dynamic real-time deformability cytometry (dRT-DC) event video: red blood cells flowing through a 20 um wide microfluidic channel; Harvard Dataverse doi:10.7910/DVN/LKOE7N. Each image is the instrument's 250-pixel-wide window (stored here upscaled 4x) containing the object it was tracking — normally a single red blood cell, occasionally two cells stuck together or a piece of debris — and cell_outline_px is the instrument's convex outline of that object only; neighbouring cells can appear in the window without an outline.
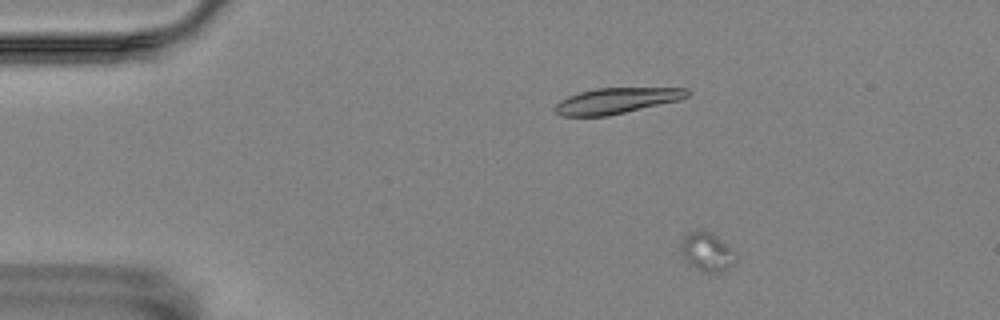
{"species": "Egyptian fruit bat (a non-hibernating species)", "species_latin": "Rousettus aegyptiacus", "temperature_condition": "room temperature", "stored_images_in_passage": 4, "camera_frame_rate_fps": 3000, "um_per_image_px": 0.085, "animal": {"sex": "female"}, "frame": {"image": 1, "passage_image": 2, "time_ms": 0.333, "image_size_px": [1000, 320], "cell_outline_px": [[736, 264], [720, 272], [704, 272], [688, 264], [680, 248], [684, 236], [688, 232], [696, 228], [700, 228], [716, 236], [732, 248], [736, 252]], "centroid_in_image_um": [60.11, 21.39], "position_along_channel_um": 24.9, "area_um2": 12.54}}